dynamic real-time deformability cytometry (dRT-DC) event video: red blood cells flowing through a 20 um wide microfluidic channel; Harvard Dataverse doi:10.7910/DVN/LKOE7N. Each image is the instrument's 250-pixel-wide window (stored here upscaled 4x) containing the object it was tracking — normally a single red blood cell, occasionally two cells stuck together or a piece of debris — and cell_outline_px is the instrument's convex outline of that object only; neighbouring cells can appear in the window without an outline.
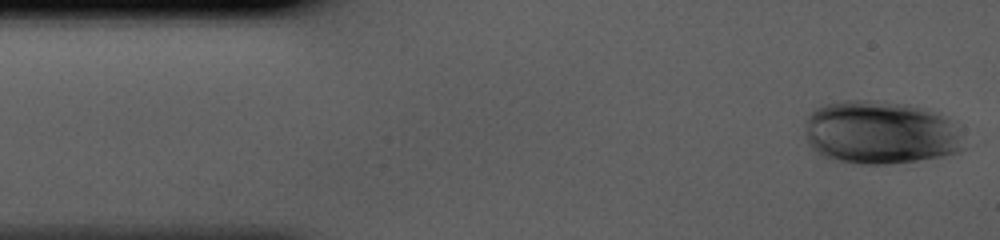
{"species": "human", "species_latin": "Homo sapiens", "temperature_condition": "cold", "stored_images_in_passage": 41, "camera_frame_rate_fps": 3000, "um_per_image_px": 0.085, "donor": {"sex": "male"}, "frame": {"image": 1, "passage_image": 1, "time_ms": 0.0, "image_size_px": [1000, 240], "cell_outline_px": [[964, 148], [956, 152], [944, 156], [888, 164], [856, 164], [836, 160], [820, 156], [808, 144], [804, 132], [804, 124], [808, 116], [816, 108], [824, 104], [844, 100], [872, 100], [904, 104], [920, 108], [932, 112], [948, 120], [952, 124]], "centroid_in_image_um": [74.71, 11.28], "position_along_channel_um": 10.3, "area_um2": 58.2}}
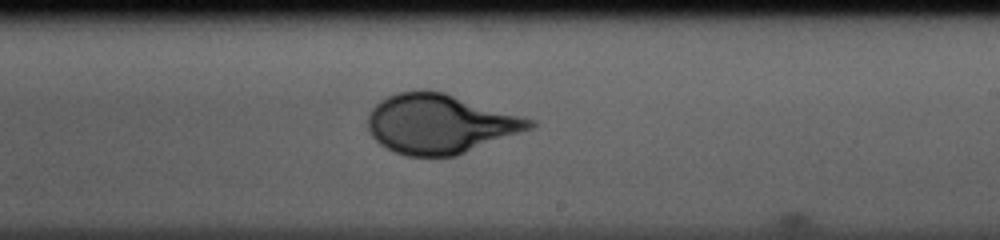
{"frame": {"image": 2, "passage_image": 24, "time_ms": 7.667, "image_size_px": [1000, 240], "cell_outline_px": [[540, 124], [532, 128], [456, 156], [408, 156], [396, 152], [380, 144], [368, 132], [368, 116], [372, 108], [380, 100], [396, 92], [424, 88], [444, 92], [536, 120]], "centroid_in_image_um": [37.4, 10.5], "position_along_channel_um": 251.6, "area_um2": 56.24}}
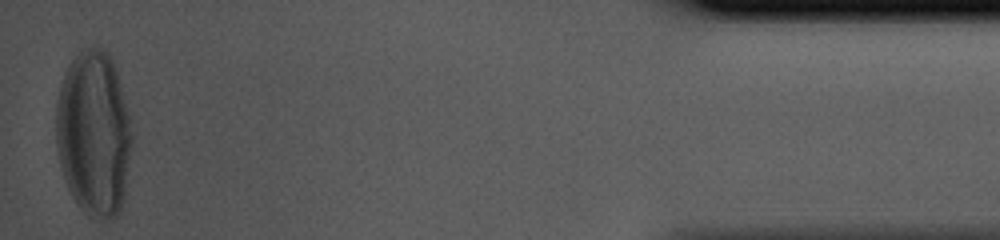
{"frame": {"image": 3, "passage_image": 41, "time_ms": 13.333, "image_size_px": [1000, 240], "cell_outline_px": [[132, 148], [124, 200], [120, 212], [112, 220], [92, 220], [80, 208], [72, 196], [64, 180], [60, 164], [56, 144], [56, 104], [64, 72], [72, 60], [80, 52], [88, 48], [104, 48], [108, 52], [112, 60], [120, 84], [128, 112], [132, 132]], "centroid_in_image_um": [7.98, 11.43], "position_along_channel_um": 427.2, "area_um2": 73.81}}